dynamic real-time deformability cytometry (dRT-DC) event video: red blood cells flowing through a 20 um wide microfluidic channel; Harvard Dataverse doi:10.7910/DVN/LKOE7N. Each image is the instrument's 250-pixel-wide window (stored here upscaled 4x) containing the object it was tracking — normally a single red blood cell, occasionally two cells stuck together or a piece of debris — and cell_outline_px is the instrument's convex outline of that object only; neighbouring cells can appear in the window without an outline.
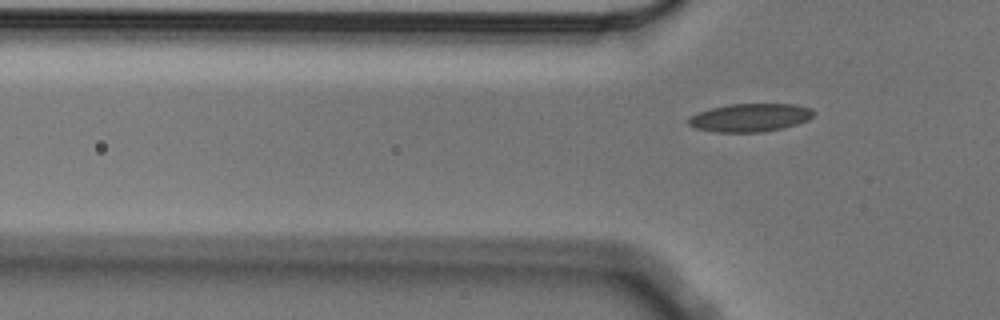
{"species": "Egyptian fruit bat (a non-hibernating species)", "species_latin": "Rousettus aegyptiacus", "temperature_condition": "cold", "stored_images_in_passage": 6, "camera_frame_rate_fps": 3000, "um_per_image_px": 0.085, "animal": {"sex": "male"}, "frame": {"image": 1, "passage_image": 6, "time_ms": 1.667, "image_size_px": [1000, 320], "cell_outline_px": [[816, 112], [808, 120], [784, 128], [760, 132], [716, 132], [696, 128], [688, 124], [688, 116], [696, 112], [728, 104], [792, 104], [812, 108]], "centroid_in_image_um": [63.75, 9.99], "position_along_channel_um": 62.1, "area_um2": 20.63}}